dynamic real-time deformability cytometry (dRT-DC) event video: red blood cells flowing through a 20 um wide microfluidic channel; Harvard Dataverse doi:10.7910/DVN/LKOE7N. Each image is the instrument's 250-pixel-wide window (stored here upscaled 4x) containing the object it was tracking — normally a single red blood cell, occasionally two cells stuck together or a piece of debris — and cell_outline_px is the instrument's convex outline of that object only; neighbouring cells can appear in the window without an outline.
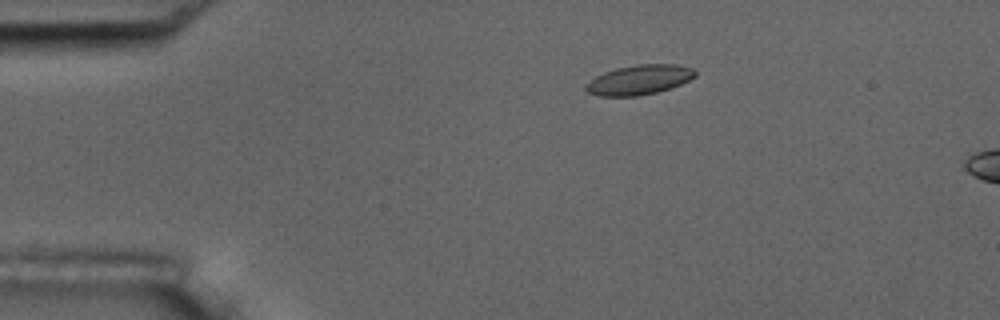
{"species": "common noctule bat (a hibernating species)", "species_latin": "Nyctalus noctula", "temperature_condition": "room temperature", "stored_images_in_passage": 5, "segment_of_instrument_passage": [1, 2], "camera_frame_rate_fps": 3000, "um_per_image_px": 0.085, "animal": {"sex": "male", "body_mass_g": 17.5, "forearm_length_mm": 52.3}, "frame": {"image": 1, "passage_image": 3, "time_ms": 2.667, "image_size_px": [1000, 320], "cell_outline_px": [[696, 76], [680, 84], [656, 92], [636, 96], [600, 96], [588, 92], [584, 88], [584, 84], [596, 76], [604, 72], [616, 68], [636, 64], [676, 64], [692, 68], [696, 72]], "centroid_in_image_um": [54.3, 6.77], "position_along_channel_um": 30.7, "area_um2": 18.84}}